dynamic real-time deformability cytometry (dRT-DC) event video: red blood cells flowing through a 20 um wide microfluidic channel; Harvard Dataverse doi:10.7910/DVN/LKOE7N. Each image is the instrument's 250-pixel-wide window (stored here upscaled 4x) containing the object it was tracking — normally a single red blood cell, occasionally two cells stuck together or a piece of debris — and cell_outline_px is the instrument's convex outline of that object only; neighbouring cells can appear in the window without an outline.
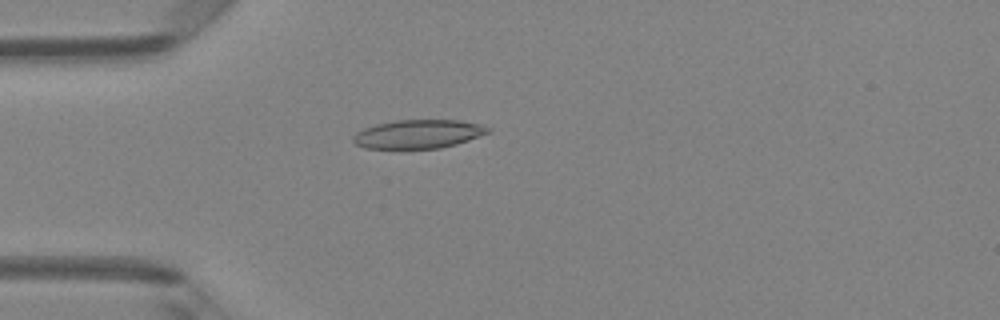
{"species": "Egyptian fruit bat (a non-hibernating species)", "species_latin": "Rousettus aegyptiacus", "temperature_condition": "room temperature", "stored_images_in_passage": 1, "camera_frame_rate_fps": 3000, "um_per_image_px": 0.085, "animal": {"sex": "female"}, "frame": {"image": 1, "passage_image": 1, "time_ms": 0.0, "image_size_px": [1000, 320], "cell_outline_px": [[492, 132], [456, 144], [440, 148], [364, 148], [356, 144], [352, 140], [352, 136], [356, 132], [364, 128], [376, 124], [396, 120], [460, 120], [480, 124], [492, 128]], "centroid_in_image_um": [35.58, 11.38], "position_along_channel_um": 49.4, "area_um2": 22.6}}